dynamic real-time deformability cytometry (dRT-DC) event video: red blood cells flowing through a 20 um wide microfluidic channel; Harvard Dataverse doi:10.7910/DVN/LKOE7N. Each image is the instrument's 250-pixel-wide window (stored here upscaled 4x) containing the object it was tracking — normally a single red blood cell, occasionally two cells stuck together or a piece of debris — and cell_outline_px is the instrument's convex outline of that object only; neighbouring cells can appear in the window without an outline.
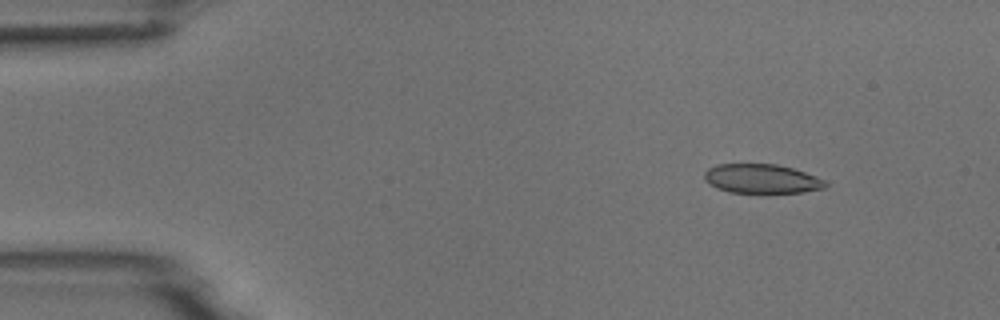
{"species": "common noctule bat (a hibernating species)", "species_latin": "Nyctalus noctula", "temperature_condition": "room temperature", "stored_images_in_passage": 6, "camera_frame_rate_fps": 3000, "um_per_image_px": 0.085, "animal": {"sex": "male", "body_mass_g": 18.8}, "frame": {"image": 1, "passage_image": 1, "time_ms": 0.0, "image_size_px": [1000, 320], "cell_outline_px": [[828, 184], [824, 188], [804, 192], [728, 192], [716, 188], [704, 180], [704, 172], [708, 168], [716, 164], [776, 164], [792, 168], [828, 180]], "centroid_in_image_um": [64.74, 15.19], "position_along_channel_um": 20.3, "area_um2": 20.63}}
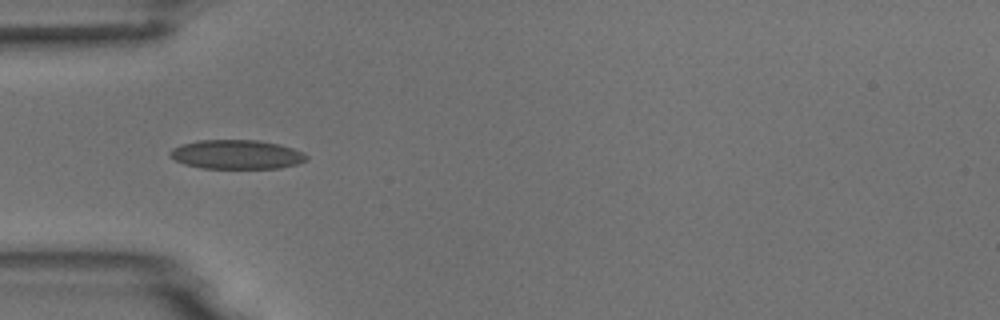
{"frame": {"image": 2, "passage_image": 4, "time_ms": 3.333, "image_size_px": [1000, 320], "cell_outline_px": [[308, 160], [296, 164], [280, 168], [200, 168], [184, 164], [168, 156], [168, 152], [172, 148], [180, 144], [196, 140], [256, 140], [276, 144], [292, 148], [304, 152], [308, 156]], "centroid_in_image_um": [20.07, 13.13], "position_along_channel_um": 64.9, "area_um2": 23.29}}